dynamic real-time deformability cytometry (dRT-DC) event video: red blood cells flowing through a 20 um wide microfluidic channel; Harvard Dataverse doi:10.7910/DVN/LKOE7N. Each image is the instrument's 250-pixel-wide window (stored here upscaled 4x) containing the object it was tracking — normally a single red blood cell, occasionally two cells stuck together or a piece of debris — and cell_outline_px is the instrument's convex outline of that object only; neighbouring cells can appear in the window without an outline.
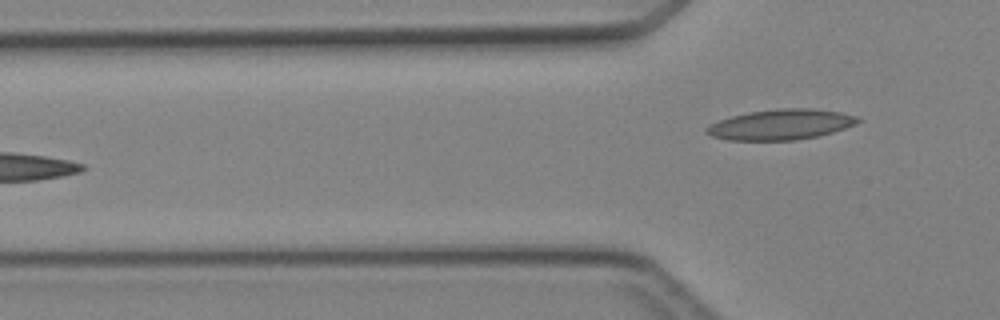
{"species": "Egyptian fruit bat (a non-hibernating species)", "species_latin": "Rousettus aegyptiacus", "temperature_condition": "cold", "stored_images_in_passage": 3, "camera_frame_rate_fps": 3000, "um_per_image_px": 0.085, "animal": {"sex": "female"}, "frame": {"image": 1, "passage_image": 3, "time_ms": 2.333, "image_size_px": [1000, 320], "cell_outline_px": [[864, 120], [856, 124], [832, 132], [816, 136], [792, 140], [728, 140], [712, 136], [704, 132], [704, 128], [708, 124], [732, 116], [748, 112], [780, 108], [812, 108], [840, 112], [856, 116]], "centroid_in_image_um": [66.35, 10.58], "position_along_channel_um": 59.4, "area_um2": 26.82}}